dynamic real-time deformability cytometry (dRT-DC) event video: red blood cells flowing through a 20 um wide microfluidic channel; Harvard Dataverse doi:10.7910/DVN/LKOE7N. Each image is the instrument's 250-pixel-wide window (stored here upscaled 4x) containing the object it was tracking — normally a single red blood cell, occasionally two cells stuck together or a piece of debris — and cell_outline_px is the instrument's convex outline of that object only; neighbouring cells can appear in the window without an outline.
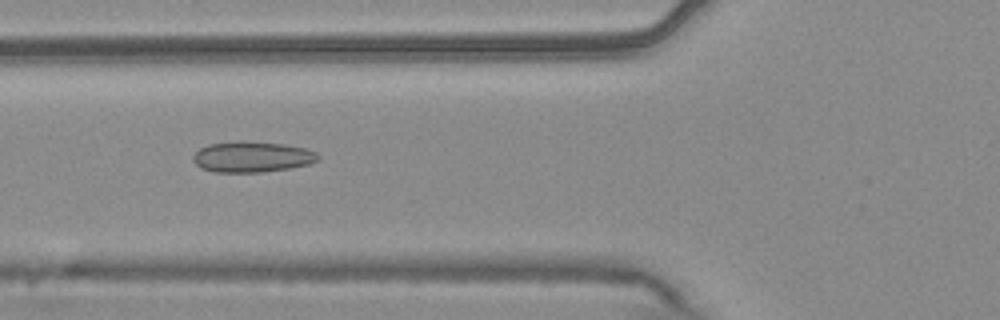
{"species": "common noctule bat (a hibernating species)", "species_latin": "Nyctalus noctula", "temperature_condition": "warm", "stored_images_in_passage": 53, "camera_frame_rate_fps": 3000, "um_per_image_px": 0.085, "animal": {"sex": "male", "body_mass_g": 20.4}, "frame": {"image": 1, "passage_image": 19, "time_ms": 6.0, "image_size_px": [1000, 320], "cell_outline_px": [[320, 160], [308, 164], [288, 168], [260, 172], [216, 172], [200, 168], [192, 160], [192, 156], [200, 148], [208, 144], [236, 140], [244, 140], [284, 144], [308, 148], [316, 152], [320, 156]], "centroid_in_image_um": [21.42, 13.31], "position_along_channel_um": 104.4, "area_um2": 22.72}}
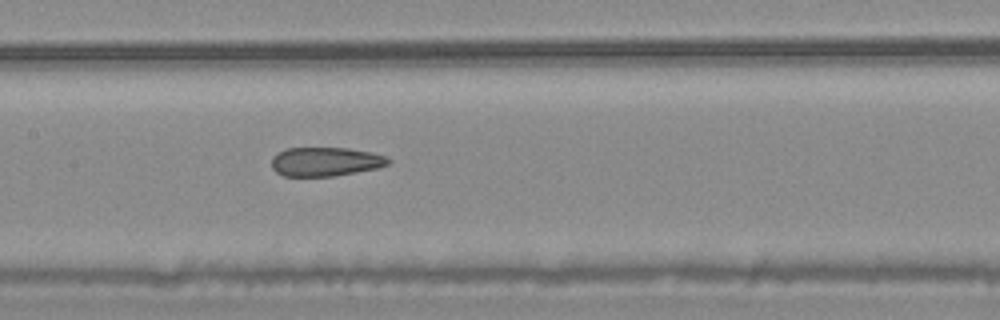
{"frame": {"image": 2, "passage_image": 25, "time_ms": 8.0, "image_size_px": [1000, 320], "cell_outline_px": [[392, 160], [388, 164], [380, 168], [332, 176], [284, 176], [276, 172], [272, 168], [272, 156], [276, 152], [288, 148], [348, 148], [372, 152], [384, 156]], "centroid_in_image_um": [27.66, 13.74], "position_along_channel_um": 179.7, "area_um2": 19.83}}
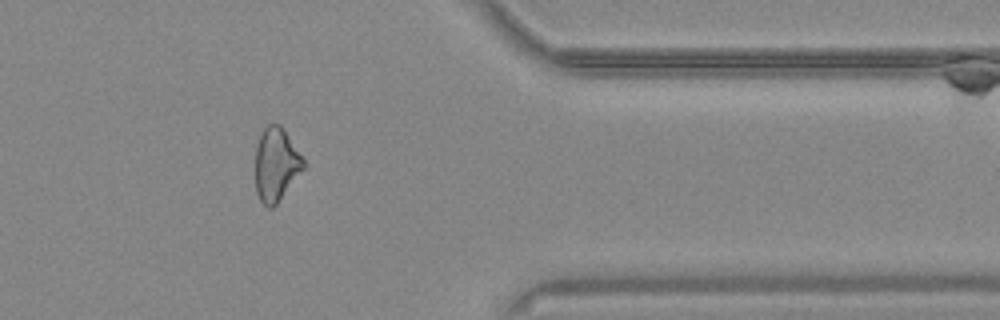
{"frame": {"image": 3, "passage_image": 43, "time_ms": 14.0, "image_size_px": [1000, 320], "cell_outline_px": [[304, 168], [276, 204], [272, 208], [268, 208], [260, 200], [256, 192], [256, 144], [264, 128], [268, 124], [280, 124], [284, 128], [304, 160]], "centroid_in_image_um": [23.46, 13.96], "position_along_channel_um": 387.9, "area_um2": 20.35}, "authors_computed_cell_mechanics": {"area_um2": 21.964, "velocity_mm_per_s": 3.7532, "shape_relaxation_time_tau1_ms": null, "shape_relaxation_time_tau2_ms": 2.8017, "deformation_change_tau1": null, "deformation_change_tau2": 0.1099}}